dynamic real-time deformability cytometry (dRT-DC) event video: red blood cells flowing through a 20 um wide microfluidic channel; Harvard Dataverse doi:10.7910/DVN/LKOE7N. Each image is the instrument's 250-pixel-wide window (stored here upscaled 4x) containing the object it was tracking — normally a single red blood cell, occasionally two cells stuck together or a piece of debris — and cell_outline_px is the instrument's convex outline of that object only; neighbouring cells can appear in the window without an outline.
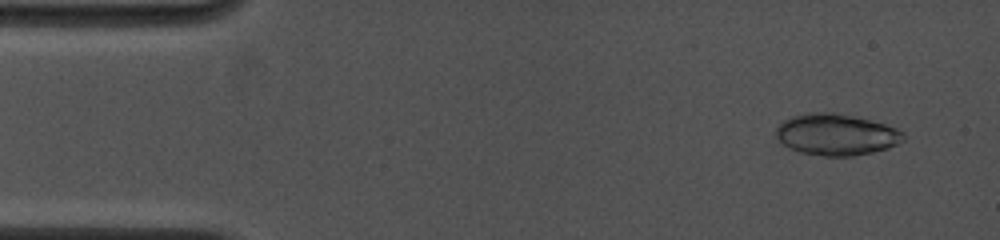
{"species": "common noctule bat (a hibernating species)", "species_latin": "Nyctalus noctula", "temperature_condition": "cold", "stored_images_in_passage": 6, "camera_frame_rate_fps": 4500, "um_per_image_px": 0.085, "animal": {"sex": "female", "body_mass_g": 19.0, "forearm_length_mm": 53.3}, "frame": {"image": 1, "passage_image": 2, "time_ms": 0.667, "image_size_px": [1000, 240], "cell_outline_px": [[904, 140], [888, 148], [872, 152], [852, 156], [824, 156], [800, 152], [784, 144], [776, 136], [776, 128], [784, 120], [792, 116], [804, 112], [832, 112], [852, 116], [884, 124], [896, 128], [904, 132]], "centroid_in_image_um": [71.08, 11.43], "position_along_channel_um": 13.9, "area_um2": 30.52}}